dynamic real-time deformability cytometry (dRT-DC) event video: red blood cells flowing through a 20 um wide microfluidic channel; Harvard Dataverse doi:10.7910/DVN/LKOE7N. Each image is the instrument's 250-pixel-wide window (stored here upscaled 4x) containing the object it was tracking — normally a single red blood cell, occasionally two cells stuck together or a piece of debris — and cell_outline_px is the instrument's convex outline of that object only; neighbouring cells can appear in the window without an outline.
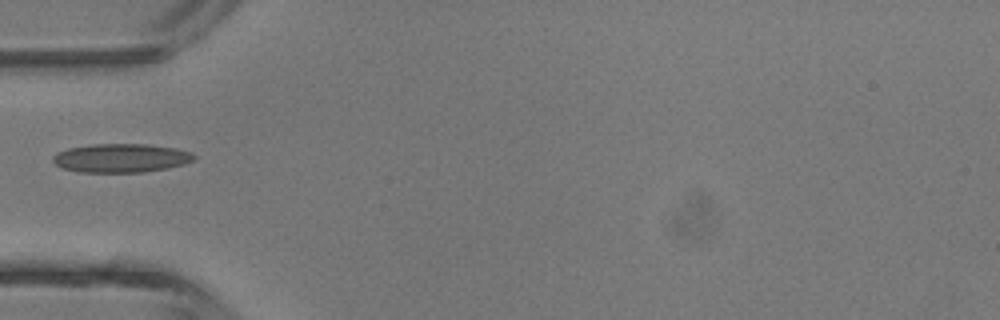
{"species": "common noctule bat (a hibernating species)", "species_latin": "Nyctalus noctula", "temperature_condition": "room temperature", "stored_images_in_passage": 1, "camera_frame_rate_fps": 3000, "um_per_image_px": 0.085, "animal": {"sex": "male", "body_mass_g": 13.3}, "frame": {"image": 1, "passage_image": 1, "time_ms": 0.0, "image_size_px": [1000, 320], "cell_outline_px": [[196, 160], [184, 164], [168, 168], [144, 172], [80, 172], [64, 168], [56, 164], [52, 160], [52, 156], [56, 152], [68, 148], [92, 144], [148, 144], [176, 148], [192, 152], [196, 156]], "centroid_in_image_um": [10.32, 13.43], "position_along_channel_um": 74.7, "area_um2": 23.81}}